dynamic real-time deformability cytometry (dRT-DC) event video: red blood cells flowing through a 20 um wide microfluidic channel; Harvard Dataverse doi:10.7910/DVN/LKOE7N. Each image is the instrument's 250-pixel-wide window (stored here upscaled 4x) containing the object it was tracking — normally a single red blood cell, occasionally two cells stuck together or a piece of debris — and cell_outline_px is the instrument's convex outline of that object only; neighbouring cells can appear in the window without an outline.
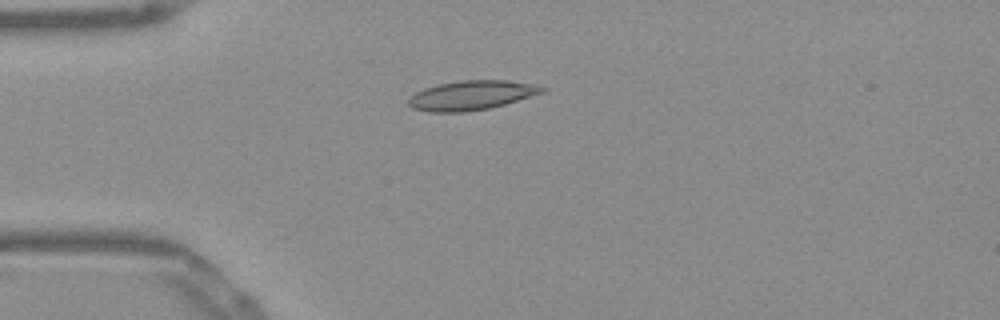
{"species": "Egyptian fruit bat (a non-hibernating species)", "species_latin": "Rousettus aegyptiacus", "temperature_condition": "warm", "stored_images_in_passage": 32, "camera_frame_rate_fps": 3000, "um_per_image_px": 0.085, "frame": {"image": 1, "passage_image": 1, "time_ms": 0.0, "image_size_px": [1000, 320], "cell_outline_px": [[548, 88], [544, 92], [504, 104], [488, 108], [464, 112], [428, 112], [412, 108], [408, 104], [408, 96], [424, 88], [440, 84], [460, 80], [508, 80], [536, 84]], "centroid_in_image_um": [40.06, 8.09], "position_along_channel_um": 44.9, "area_um2": 22.95}}
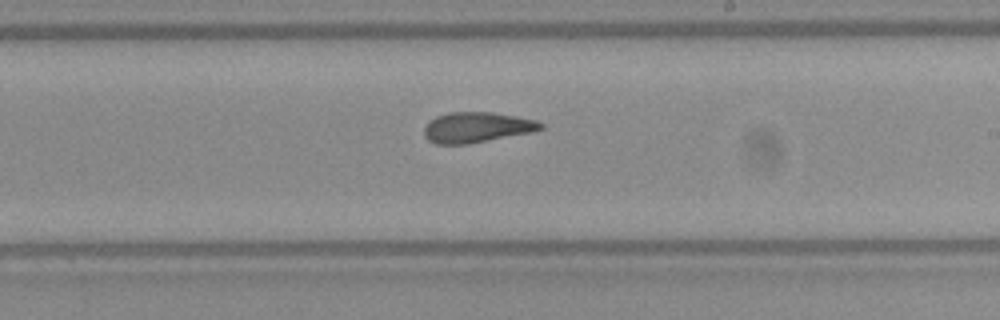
{"frame": {"image": 2, "passage_image": 18, "time_ms": 5.667, "image_size_px": [1000, 320], "cell_outline_px": [[544, 128], [532, 132], [468, 144], [436, 144], [428, 140], [424, 136], [424, 128], [428, 120], [436, 116], [448, 112], [492, 112], [516, 116], [536, 120], [544, 124]], "centroid_in_image_um": [40.5, 10.82], "position_along_channel_um": 248.5, "area_um2": 20.81}}
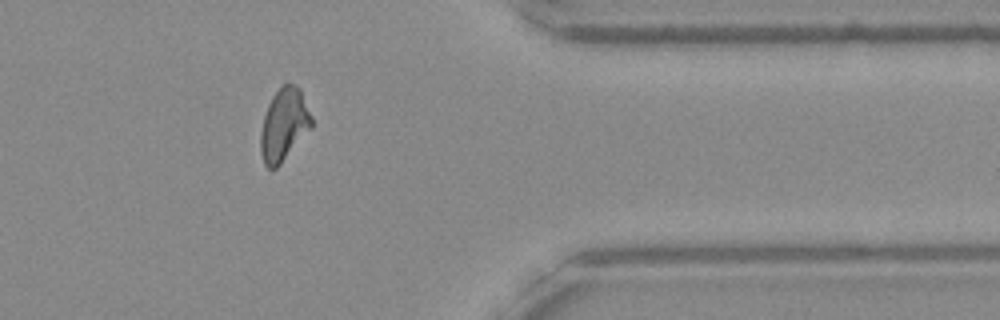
{"frame": {"image": 3, "passage_image": 30, "time_ms": 9.667, "image_size_px": [1000, 320], "cell_outline_px": [[312, 128], [280, 164], [276, 168], [268, 168], [264, 164], [260, 152], [260, 132], [264, 116], [268, 104], [272, 96], [284, 84], [296, 84], [300, 88], [312, 116]], "centroid_in_image_um": [24.14, 10.6], "position_along_channel_um": 387.3, "area_um2": 21.56}, "authors_computed_cell_mechanics": {"area_um2": 21.1548, "velocity_mm_per_s": 3.9079, "shape_relaxation_time_tau1_ms": null, "shape_relaxation_time_tau2_ms": 1.9052, "deformation_change_tau1": null, "deformation_change_tau2": 0.0992}}